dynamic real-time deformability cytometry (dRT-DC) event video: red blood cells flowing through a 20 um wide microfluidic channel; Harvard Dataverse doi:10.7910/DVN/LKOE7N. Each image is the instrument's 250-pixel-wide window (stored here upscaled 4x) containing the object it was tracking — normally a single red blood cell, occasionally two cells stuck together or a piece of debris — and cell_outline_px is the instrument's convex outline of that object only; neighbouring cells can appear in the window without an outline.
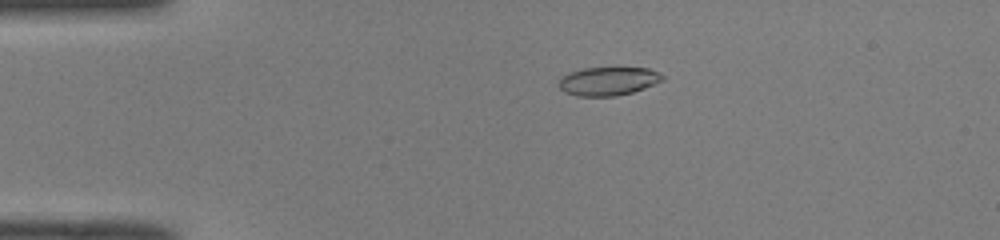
{"species": "common noctule bat (a hibernating species)", "species_latin": "Nyctalus noctula", "temperature_condition": "room temperature", "stored_images_in_passage": 40, "camera_frame_rate_fps": 3000, "um_per_image_px": 0.085, "animal": {"sex": "male", "body_mass_g": 19.0, "forearm_length_mm": 50.8}, "frame": {"image": 1, "passage_image": 1, "time_ms": 0.0, "image_size_px": [1000, 240], "cell_outline_px": [[664, 80], [644, 88], [632, 92], [616, 96], [576, 96], [564, 92], [560, 88], [560, 80], [568, 72], [584, 68], [648, 68], [660, 72], [664, 76]], "centroid_in_image_um": [51.72, 6.9], "position_along_channel_um": 33.3, "area_um2": 17.17}}
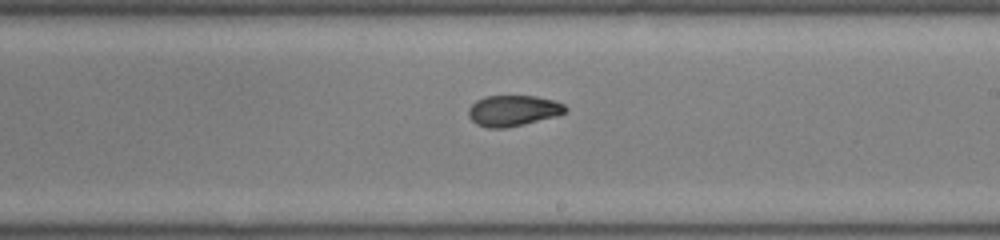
{"frame": {"image": 2, "passage_image": 20, "time_ms": 6.333, "image_size_px": [1000, 240], "cell_outline_px": [[568, 108], [564, 112], [556, 116], [524, 124], [504, 128], [488, 128], [476, 124], [468, 116], [468, 108], [476, 100], [484, 96], [536, 96], [552, 100], [564, 104]], "centroid_in_image_um": [43.58, 9.4], "position_along_channel_um": 245.4, "area_um2": 17.4}}
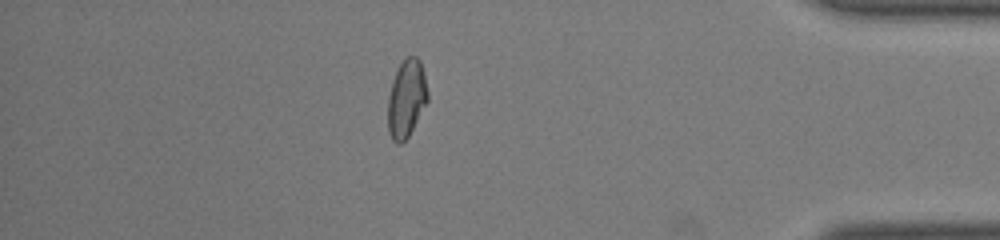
{"frame": {"image": 3, "passage_image": 34, "time_ms": 11.0, "image_size_px": [1000, 240], "cell_outline_px": [[428, 100], [408, 136], [400, 144], [396, 144], [392, 140], [388, 132], [388, 96], [392, 80], [404, 56], [416, 56], [420, 60], [424, 72], [428, 92]], "centroid_in_image_um": [34.54, 8.36], "position_along_channel_um": 400.7, "area_um2": 18.09}, "authors_computed_cell_mechanics": {"area_um2": 17.8313, "velocity_mm_per_s": 4.0958, "shape_relaxation_time_tau1_ms": 5.2571, "shape_relaxation_time_tau2_ms": 1.6769, "deformation_change_tau1": 0.1927, "deformation_change_tau2": 0.0628}}